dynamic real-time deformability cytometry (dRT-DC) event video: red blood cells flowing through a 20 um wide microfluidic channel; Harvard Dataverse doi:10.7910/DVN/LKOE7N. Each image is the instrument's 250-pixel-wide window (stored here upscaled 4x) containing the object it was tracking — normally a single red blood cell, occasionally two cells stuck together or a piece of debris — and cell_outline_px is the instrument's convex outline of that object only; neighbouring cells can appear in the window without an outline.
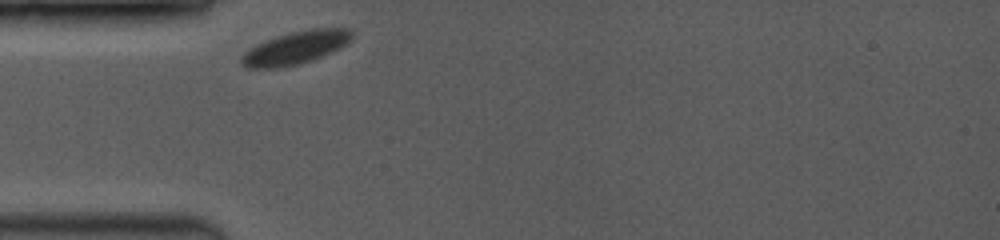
{"species": "common noctule bat (a hibernating species)", "species_latin": "Nyctalus noctula", "temperature_condition": "room temperature", "stored_images_in_passage": 2, "camera_frame_rate_fps": 3500, "um_per_image_px": 0.085, "animal": {"sex": "female", "body_mass_g": 19.0, "forearm_length_mm": 53.3}, "frame": {"image": 1, "passage_image": 1, "time_ms": 0.0, "image_size_px": [1000, 240], "cell_outline_px": [[352, 40], [340, 48], [332, 52], [312, 60], [300, 64], [280, 68], [248, 68], [240, 64], [240, 56], [248, 48], [256, 44], [288, 32], [312, 28], [348, 28], [352, 32]], "centroid_in_image_um": [25.1, 4.06], "position_along_channel_um": 59.9, "area_um2": 21.44}}